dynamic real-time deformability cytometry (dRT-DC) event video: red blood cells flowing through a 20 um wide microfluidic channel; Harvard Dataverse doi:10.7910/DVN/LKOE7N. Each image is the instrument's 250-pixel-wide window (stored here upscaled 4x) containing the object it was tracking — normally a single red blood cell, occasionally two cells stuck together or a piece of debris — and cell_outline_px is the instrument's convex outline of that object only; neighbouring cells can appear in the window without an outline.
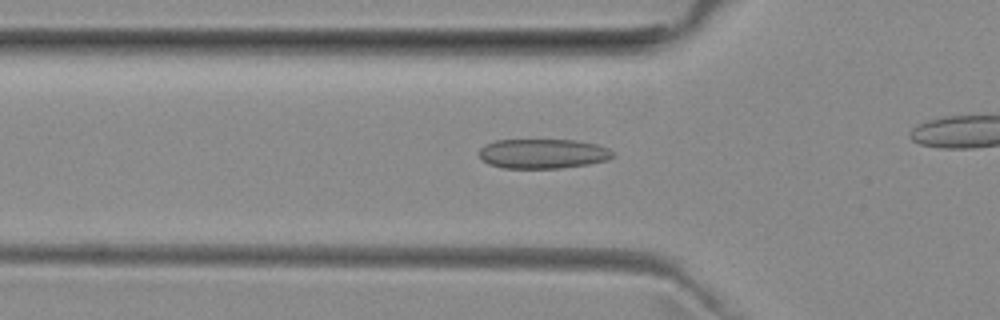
{"species": "common noctule bat (a hibernating species)", "species_latin": "Nyctalus noctula", "temperature_condition": "room temperature", "stored_images_in_passage": 41, "camera_frame_rate_fps": 3000, "um_per_image_px": 0.085, "animal": {"sex": "female", "body_mass_g": 29.2, "forearm_length_mm": 56.3}, "frame": {"image": 1, "passage_image": 17, "time_ms": 5.333, "image_size_px": [1000, 320], "cell_outline_px": [[612, 156], [608, 160], [588, 164], [560, 168], [504, 168], [488, 164], [480, 156], [480, 148], [484, 144], [496, 140], [576, 140], [596, 144], [608, 148], [612, 152]], "centroid_in_image_um": [46.13, 13.06], "position_along_channel_um": 79.7, "area_um2": 23.0}}
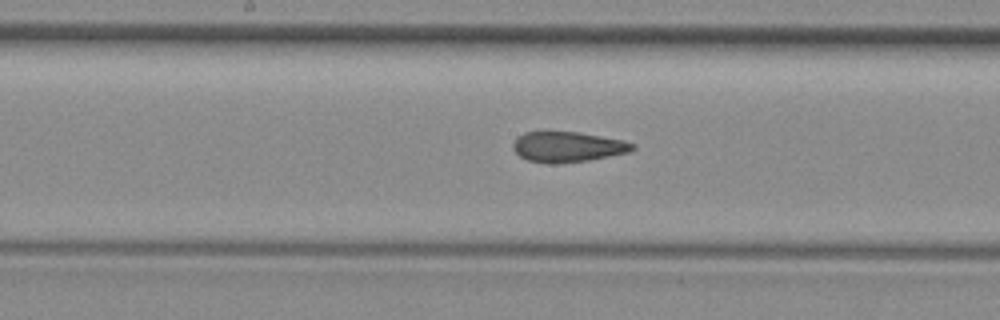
{"frame": {"image": 2, "passage_image": 26, "time_ms": 8.333, "image_size_px": [1000, 320], "cell_outline_px": [[636, 148], [628, 152], [588, 160], [556, 164], [548, 164], [528, 160], [520, 156], [512, 148], [512, 144], [524, 132], [576, 132], [624, 140], [636, 144]], "centroid_in_image_um": [48.26, 12.49], "position_along_channel_um": 199.9, "area_um2": 20.98}}
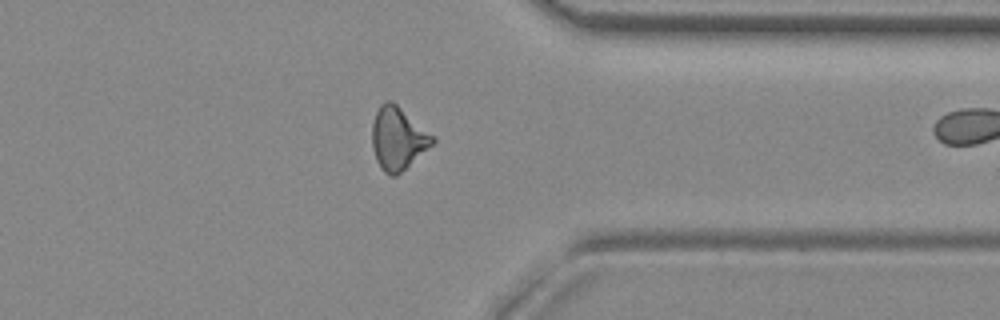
{"frame": {"image": 3, "passage_image": 40, "time_ms": 13.0, "image_size_px": [1000, 320], "cell_outline_px": [[436, 140], [432, 144], [396, 176], [388, 176], [380, 168], [376, 160], [372, 148], [372, 124], [376, 112], [380, 104], [384, 100], [392, 100], [436, 136]], "centroid_in_image_um": [33.81, 11.74], "position_along_channel_um": 377.6, "area_um2": 22.25}}